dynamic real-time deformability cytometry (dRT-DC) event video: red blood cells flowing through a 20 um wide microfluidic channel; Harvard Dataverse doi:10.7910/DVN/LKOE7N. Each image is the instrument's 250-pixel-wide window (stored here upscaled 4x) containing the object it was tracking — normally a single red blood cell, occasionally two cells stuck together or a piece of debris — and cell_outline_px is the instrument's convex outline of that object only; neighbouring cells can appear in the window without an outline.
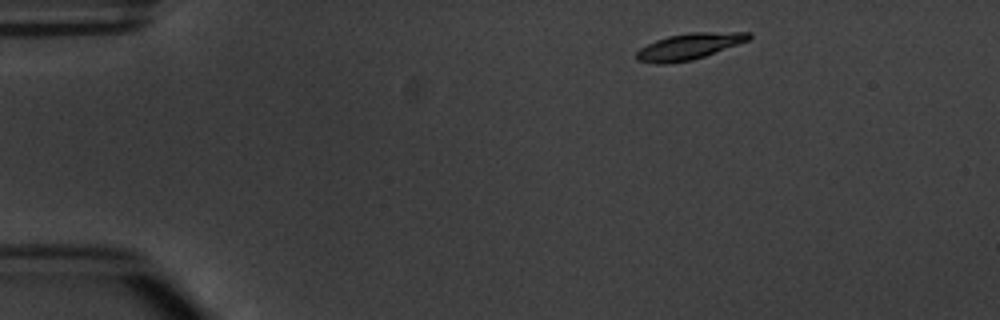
{"species": "common noctule bat (a hibernating species)", "species_latin": "Nyctalus noctula", "temperature_condition": "warm", "stored_images_in_passage": 3, "camera_frame_rate_fps": 3000, "um_per_image_px": 0.085, "animal": {"sex": "male", "body_mass_g": 20.1, "forearm_length_mm": 53.5}, "frame": {"image": 1, "passage_image": 1, "time_ms": 0.0, "image_size_px": [1000, 320], "cell_outline_px": [[752, 36], [748, 40], [704, 56], [692, 60], [664, 64], [656, 64], [636, 60], [636, 52], [640, 48], [656, 40], [668, 36], [688, 32], [752, 32]], "centroid_in_image_um": [58.54, 3.94], "position_along_channel_um": 26.5, "area_um2": 17.05}}